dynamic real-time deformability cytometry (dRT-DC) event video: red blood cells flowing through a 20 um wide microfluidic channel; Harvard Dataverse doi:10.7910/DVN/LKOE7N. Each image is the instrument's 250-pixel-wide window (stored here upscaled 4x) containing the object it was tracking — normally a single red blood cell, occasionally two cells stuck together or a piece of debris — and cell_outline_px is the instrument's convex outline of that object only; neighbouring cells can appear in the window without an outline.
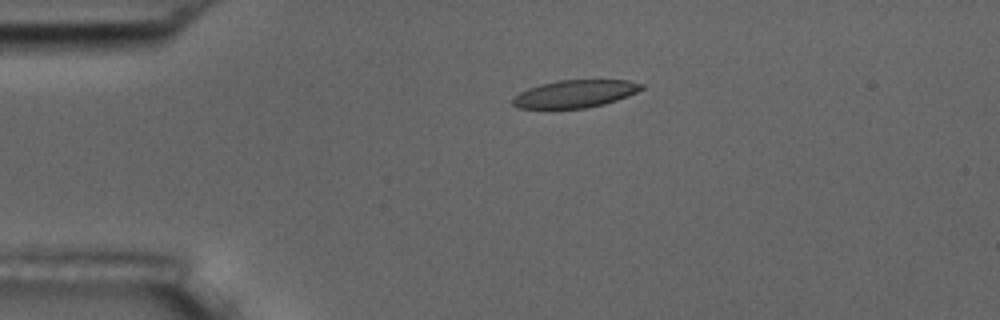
{"species": "common noctule bat (a hibernating species)", "species_latin": "Nyctalus noctula", "temperature_condition": "room temperature", "stored_images_in_passage": 4, "camera_frame_rate_fps": 3000, "um_per_image_px": 0.085, "animal": {"sex": "male", "body_mass_g": 17.5, "forearm_length_mm": 52.3}, "frame": {"image": 1, "passage_image": 3, "time_ms": 0.667, "image_size_px": [1000, 320], "cell_outline_px": [[644, 88], [628, 96], [604, 104], [588, 108], [520, 108], [512, 104], [512, 96], [528, 88], [540, 84], [556, 80], [628, 80], [644, 84]], "centroid_in_image_um": [48.87, 7.96], "position_along_channel_um": 36.1, "area_um2": 20.75}}